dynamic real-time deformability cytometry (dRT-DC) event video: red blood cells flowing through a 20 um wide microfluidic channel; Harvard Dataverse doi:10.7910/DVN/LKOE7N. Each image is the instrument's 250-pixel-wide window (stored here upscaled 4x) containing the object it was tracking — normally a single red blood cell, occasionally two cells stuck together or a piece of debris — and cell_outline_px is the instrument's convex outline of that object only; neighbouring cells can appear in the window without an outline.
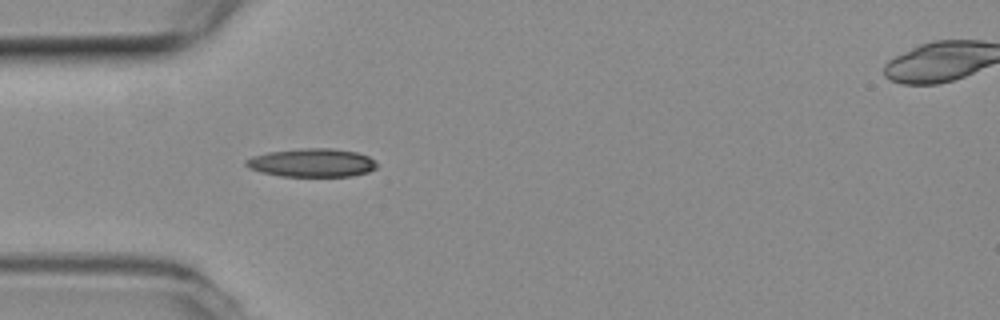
{"species": "common noctule bat (a hibernating species)", "species_latin": "Nyctalus noctula", "temperature_condition": "room temperature", "stored_images_in_passage": 6, "camera_frame_rate_fps": 3000, "um_per_image_px": 0.085, "animal": {"sex": "female", "body_mass_g": 19.3, "forearm_length_mm": 54.1}, "frame": {"image": 1, "passage_image": 1, "time_ms": 0.0, "image_size_px": [1000, 320], "cell_outline_px": [[376, 168], [368, 172], [352, 176], [280, 176], [260, 172], [248, 168], [244, 164], [244, 160], [252, 156], [268, 152], [300, 148], [332, 148], [356, 152], [368, 156], [376, 160]], "centroid_in_image_um": [26.49, 13.83], "position_along_channel_um": 58.5, "area_um2": 21.85}}
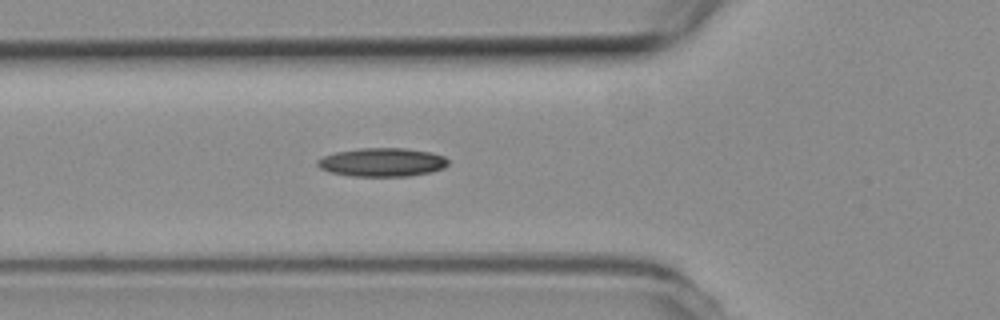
{"frame": {"image": 2, "passage_image": 4, "time_ms": 1.0, "image_size_px": [1000, 320], "cell_outline_px": [[448, 164], [444, 168], [432, 172], [408, 176], [352, 176], [328, 172], [320, 168], [316, 164], [316, 160], [324, 156], [336, 152], [360, 148], [404, 148], [428, 152], [444, 156], [448, 160]], "centroid_in_image_um": [32.47, 13.79], "position_along_channel_um": 93.3, "area_um2": 21.79}}